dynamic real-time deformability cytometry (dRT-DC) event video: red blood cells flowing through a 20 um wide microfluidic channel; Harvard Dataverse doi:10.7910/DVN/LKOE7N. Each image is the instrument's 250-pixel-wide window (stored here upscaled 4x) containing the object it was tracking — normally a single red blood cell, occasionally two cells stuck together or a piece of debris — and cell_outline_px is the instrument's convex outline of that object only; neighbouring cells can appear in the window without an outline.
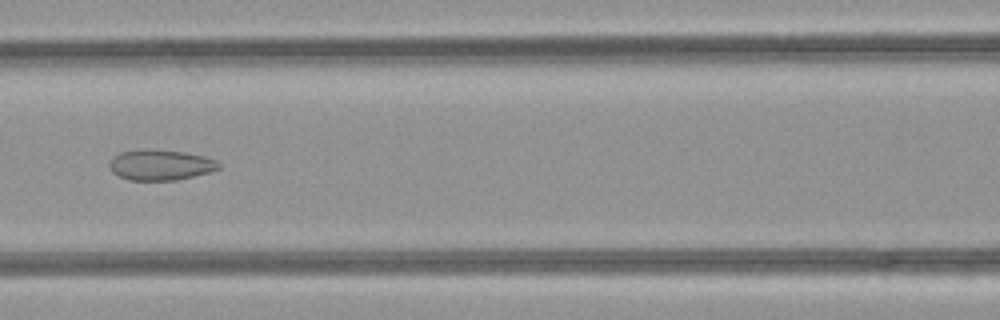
{"species": "common noctule bat (a hibernating species)", "species_latin": "Nyctalus noctula", "temperature_condition": "room temperature", "stored_images_in_passage": 50, "camera_frame_rate_fps": 3000, "um_per_image_px": 0.085, "animal": {"sex": "female", "body_mass_g": 21.9}, "frame": {"image": 1, "passage_image": 22, "time_ms": 7.0, "image_size_px": [1000, 320], "cell_outline_px": [[220, 168], [208, 172], [176, 180], [128, 180], [112, 172], [108, 164], [112, 156], [120, 152], [148, 148], [184, 152], [204, 156], [216, 160], [220, 164]], "centroid_in_image_um": [13.6, 14.0], "position_along_channel_um": 153.0, "area_um2": 19.54}}
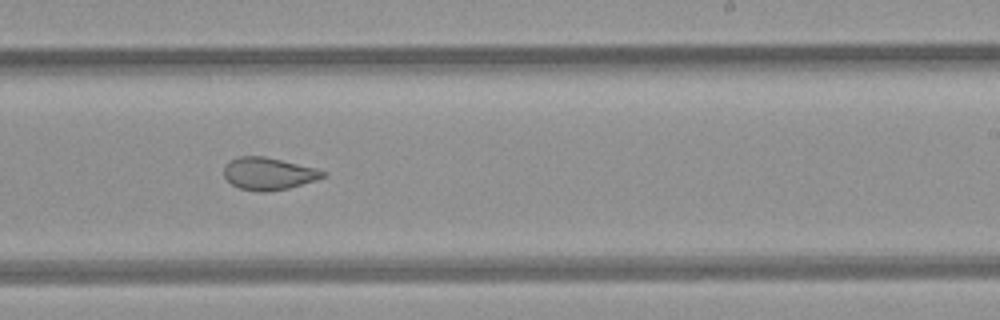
{"frame": {"image": 2, "passage_image": 30, "time_ms": 9.667, "image_size_px": [1000, 320], "cell_outline_px": [[328, 176], [316, 180], [288, 188], [268, 192], [256, 192], [240, 188], [232, 184], [224, 176], [224, 168], [232, 160], [240, 156], [264, 156], [316, 168], [324, 172]], "centroid_in_image_um": [22.84, 14.77], "position_along_channel_um": 266.2, "area_um2": 18.5}}
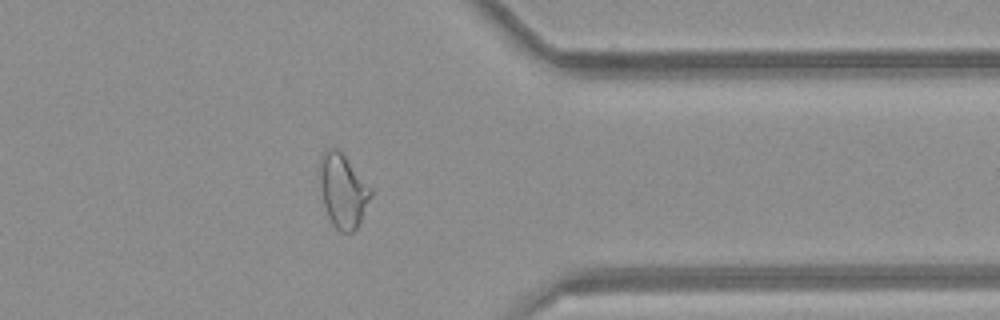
{"frame": {"image": 3, "passage_image": 39, "time_ms": 12.667, "image_size_px": [1000, 320], "cell_outline_px": [[372, 196], [356, 228], [352, 232], [340, 232], [332, 224], [328, 216], [324, 204], [320, 184], [320, 156], [328, 148], [336, 148], [344, 156], [372, 188]], "centroid_in_image_um": [29.15, 16.22], "position_along_channel_um": 382.3, "area_um2": 21.56}, "authors_computed_cell_mechanics": {"area_um2": 23.12, "velocity_mm_per_s": 4.265, "shape_relaxation_time_tau1_ms": null, "shape_relaxation_time_tau2_ms": 1.3005, "deformation_change_tau1": null, "deformation_change_tau2": 0.0778}}